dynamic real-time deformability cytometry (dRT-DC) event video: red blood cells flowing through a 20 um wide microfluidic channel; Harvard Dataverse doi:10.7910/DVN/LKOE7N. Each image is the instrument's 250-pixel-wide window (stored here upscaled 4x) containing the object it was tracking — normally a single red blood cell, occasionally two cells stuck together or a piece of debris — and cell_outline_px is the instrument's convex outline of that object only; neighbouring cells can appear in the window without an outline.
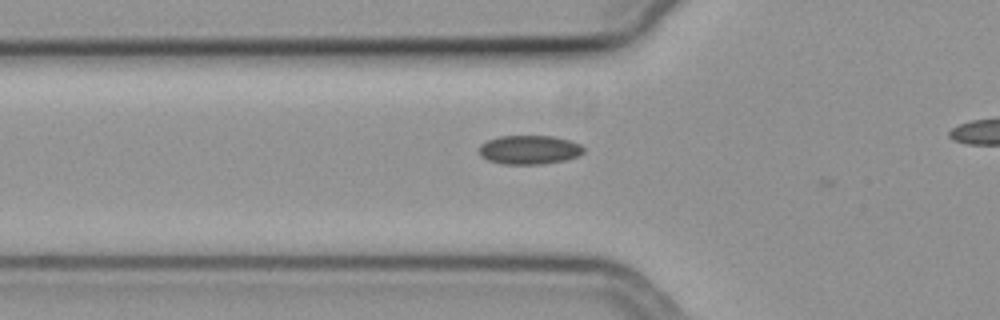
{"species": "common noctule bat (a hibernating species)", "species_latin": "Nyctalus noctula", "temperature_condition": "cold", "stored_images_in_passage": 37, "camera_frame_rate_fps": 3000, "um_per_image_px": 0.085, "animal": {"sex": "female", "body_mass_g": 19.3, "forearm_length_mm": 54.1}, "frame": {"image": 1, "passage_image": 9, "time_ms": 2.667, "image_size_px": [1000, 320], "cell_outline_px": [[584, 152], [576, 156], [564, 160], [540, 164], [500, 164], [488, 160], [480, 156], [480, 144], [488, 140], [500, 136], [552, 136], [568, 140], [580, 144], [584, 148]], "centroid_in_image_um": [44.96, 12.73], "position_along_channel_um": 80.8, "area_um2": 17.51}}
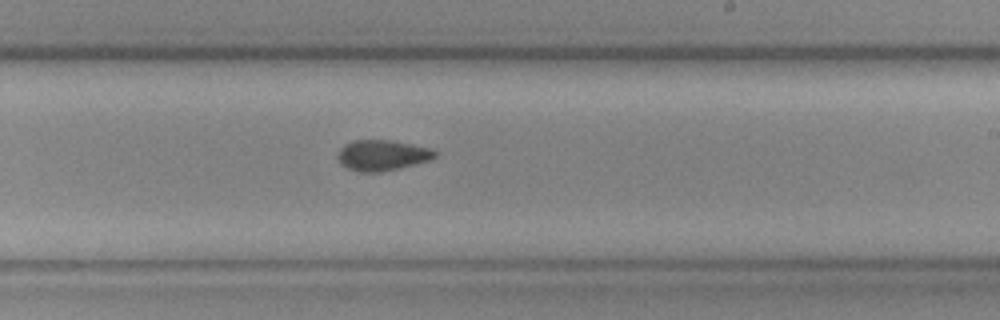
{"frame": {"image": 2, "passage_image": 23, "time_ms": 7.333, "image_size_px": [1000, 320], "cell_outline_px": [[436, 156], [428, 160], [400, 168], [380, 172], [360, 172], [348, 168], [340, 164], [336, 156], [340, 148], [344, 144], [356, 140], [388, 140], [428, 148], [436, 152]], "centroid_in_image_um": [32.41, 13.21], "position_along_channel_um": 256.6, "area_um2": 17.11}}
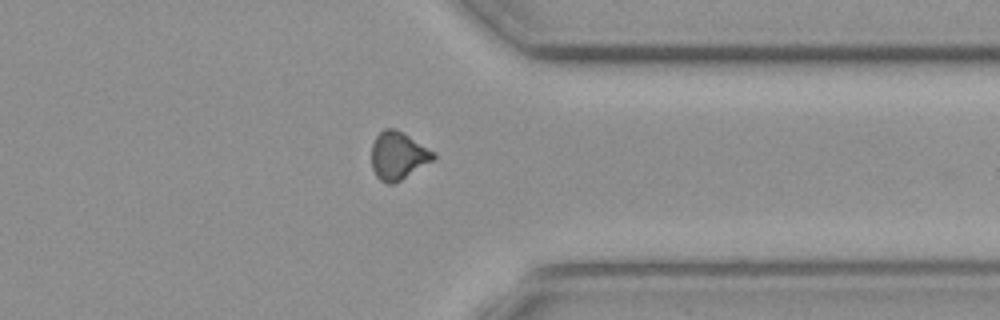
{"frame": {"image": 3, "passage_image": 33, "time_ms": 10.667, "image_size_px": [1000, 320], "cell_outline_px": [[436, 156], [432, 160], [400, 180], [392, 184], [388, 184], [380, 180], [376, 176], [372, 168], [372, 144], [376, 136], [384, 128], [392, 128], [408, 136], [436, 152]], "centroid_in_image_um": [33.81, 13.23], "position_along_channel_um": 377.6, "area_um2": 16.88}}